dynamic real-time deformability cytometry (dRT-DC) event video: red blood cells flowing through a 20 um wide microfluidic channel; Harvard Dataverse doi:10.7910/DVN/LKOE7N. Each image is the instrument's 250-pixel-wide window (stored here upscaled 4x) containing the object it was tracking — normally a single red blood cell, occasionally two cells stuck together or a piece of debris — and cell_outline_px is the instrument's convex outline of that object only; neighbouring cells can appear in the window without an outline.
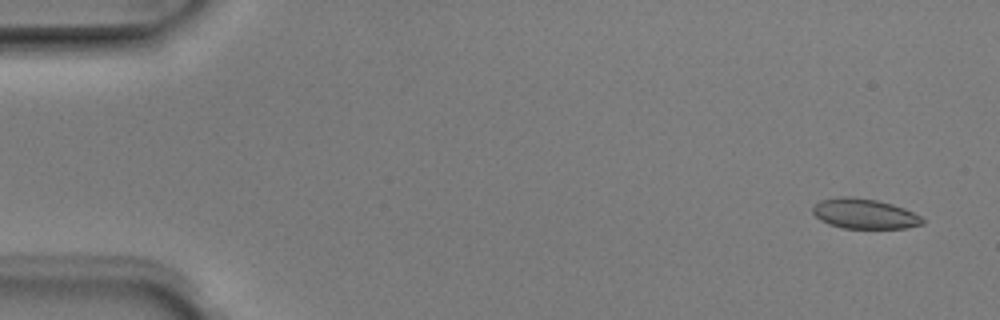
{"species": "Egyptian fruit bat (a non-hibernating species)", "species_latin": "Rousettus aegyptiacus", "temperature_condition": "room temperature", "stored_images_in_passage": 4, "camera_frame_rate_fps": 3000, "um_per_image_px": 0.085, "animal": {"sex": "male"}, "frame": {"image": 1, "passage_image": 1, "time_ms": 0.0, "image_size_px": [1000, 320], "cell_outline_px": [[924, 224], [904, 228], [844, 228], [828, 224], [820, 220], [812, 212], [812, 208], [820, 200], [840, 196], [852, 196], [876, 200], [892, 204], [904, 208], [920, 216], [924, 220]], "centroid_in_image_um": [73.46, 18.16], "position_along_channel_um": 11.5, "area_um2": 19.19}}
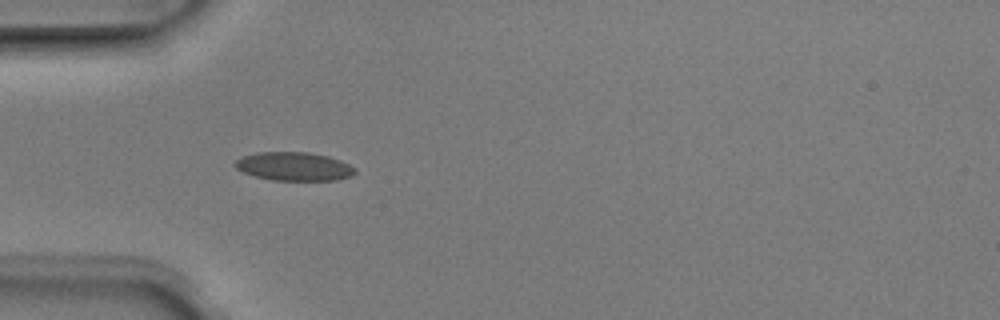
{"frame": {"image": 2, "passage_image": 4, "time_ms": 1.0, "image_size_px": [1000, 320], "cell_outline_px": [[356, 172], [352, 176], [336, 180], [272, 180], [256, 176], [244, 172], [236, 168], [232, 164], [240, 156], [256, 152], [308, 152], [328, 156], [340, 160], [356, 168]], "centroid_in_image_um": [24.98, 14.14], "position_along_channel_um": 60.0, "area_um2": 20.06}}